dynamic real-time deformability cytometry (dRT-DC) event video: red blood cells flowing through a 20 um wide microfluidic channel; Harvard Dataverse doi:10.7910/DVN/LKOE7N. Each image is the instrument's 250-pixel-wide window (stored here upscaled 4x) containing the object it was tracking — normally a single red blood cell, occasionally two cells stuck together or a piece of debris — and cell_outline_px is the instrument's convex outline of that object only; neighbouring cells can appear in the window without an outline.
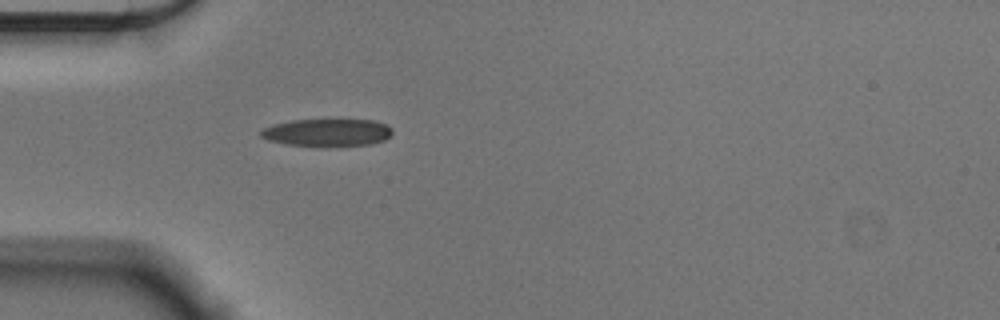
{"species": "Egyptian fruit bat (a non-hibernating species)", "species_latin": "Rousettus aegyptiacus", "temperature_condition": "cold", "stored_images_in_passage": 25, "camera_frame_rate_fps": 3000, "um_per_image_px": 0.085, "animal": {"sex": "male"}, "frame": {"image": 1, "passage_image": 1, "time_ms": 0.0, "image_size_px": [1000, 320], "cell_outline_px": [[392, 132], [384, 140], [372, 144], [284, 144], [268, 140], [260, 136], [260, 132], [264, 128], [272, 124], [292, 120], [376, 120], [388, 124], [392, 128]], "centroid_in_image_um": [27.82, 11.22], "position_along_channel_um": 57.2, "area_um2": 20.4}}
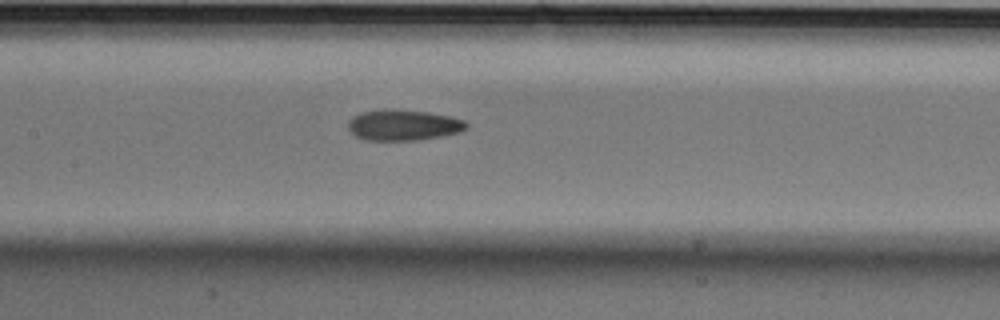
{"frame": {"image": 2, "passage_image": 11, "time_ms": 3.333, "image_size_px": [1000, 320], "cell_outline_px": [[468, 128], [460, 132], [440, 136], [416, 140], [368, 140], [356, 136], [348, 128], [348, 120], [352, 116], [360, 112], [380, 108], [392, 108], [428, 112], [452, 116], [464, 120], [468, 124]], "centroid_in_image_um": [34.27, 10.6], "position_along_channel_um": 173.1, "area_um2": 21.56}}
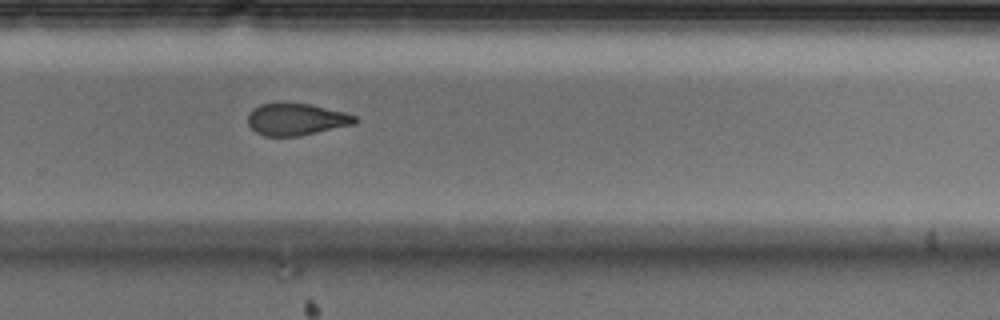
{"frame": {"image": 3, "passage_image": 22, "time_ms": 7.0, "image_size_px": [1000, 320], "cell_outline_px": [[356, 124], [300, 136], [264, 136], [256, 132], [248, 124], [248, 116], [252, 108], [260, 104], [280, 100], [308, 104], [344, 112], [356, 116]], "centroid_in_image_um": [25.14, 10.11], "position_along_channel_um": 304.7, "area_um2": 20.4}}